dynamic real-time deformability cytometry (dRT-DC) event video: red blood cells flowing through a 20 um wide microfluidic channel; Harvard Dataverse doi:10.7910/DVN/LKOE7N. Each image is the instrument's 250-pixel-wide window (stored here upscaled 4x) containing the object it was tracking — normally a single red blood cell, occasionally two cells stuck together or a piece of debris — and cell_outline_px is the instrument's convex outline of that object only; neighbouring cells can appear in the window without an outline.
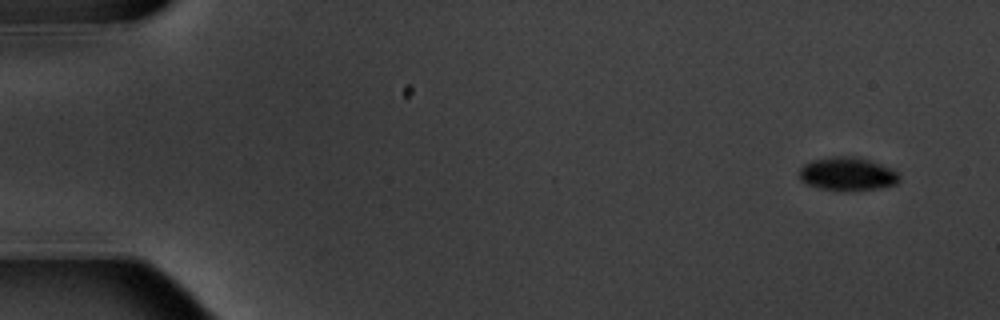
{"species": "common noctule bat (a hibernating species)", "species_latin": "Nyctalus noctula", "temperature_condition": "warm", "stored_images_in_passage": 5, "camera_frame_rate_fps": 3000, "um_per_image_px": 0.085, "animal": {"sex": "male", "body_mass_g": 20.1, "forearm_length_mm": 53.5}, "frame": {"image": 1, "passage_image": 1, "time_ms": 0.0, "image_size_px": [1000, 320], "cell_outline_px": [[900, 180], [896, 184], [880, 188], [852, 192], [836, 192], [820, 188], [808, 184], [800, 180], [800, 168], [804, 164], [812, 160], [832, 156], [848, 156], [868, 160], [892, 168], [900, 176]], "centroid_in_image_um": [72.03, 14.82], "position_along_channel_um": 13.0, "area_um2": 19.77}}
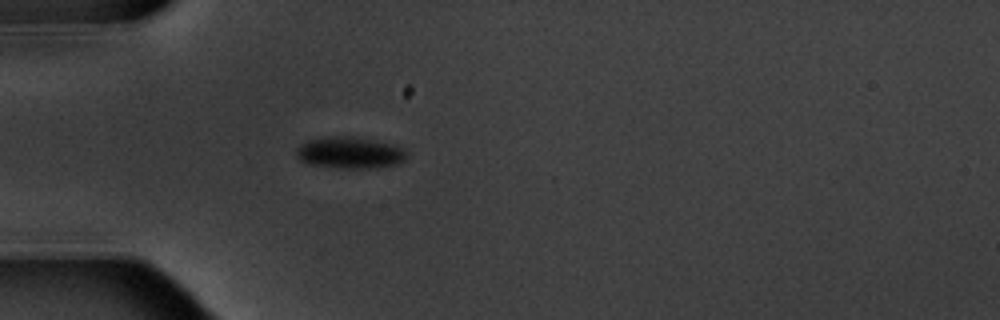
{"frame": {"image": 2, "passage_image": 5, "time_ms": 4.667, "image_size_px": [1000, 320], "cell_outline_px": [[408, 156], [404, 160], [396, 164], [372, 168], [340, 168], [308, 164], [300, 160], [296, 156], [296, 148], [300, 144], [308, 140], [336, 136], [352, 136], [396, 144], [404, 148]], "centroid_in_image_um": [29.75, 12.98], "position_along_channel_um": 55.2, "area_um2": 20.46}}